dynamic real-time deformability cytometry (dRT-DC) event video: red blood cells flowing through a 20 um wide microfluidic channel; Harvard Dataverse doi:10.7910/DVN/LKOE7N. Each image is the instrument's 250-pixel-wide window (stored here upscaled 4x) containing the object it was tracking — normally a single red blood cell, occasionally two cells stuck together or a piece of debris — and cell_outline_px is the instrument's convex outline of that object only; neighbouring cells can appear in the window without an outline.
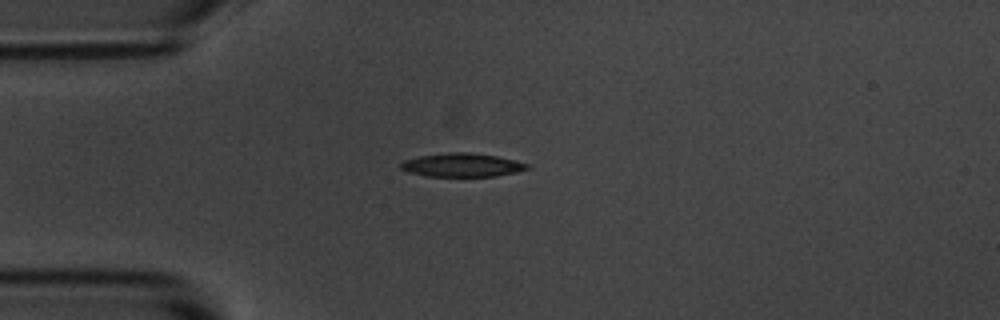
{"species": "common noctule bat (a hibernating species)", "species_latin": "Nyctalus noctula", "temperature_condition": "room temperature", "stored_images_in_passage": 6, "camera_frame_rate_fps": 3000, "um_per_image_px": 0.085, "animal": {"sex": "male", "body_mass_g": 20.1, "forearm_length_mm": 53.5}, "frame": {"image": 1, "passage_image": 3, "time_ms": 2.333, "image_size_px": [1000, 320], "cell_outline_px": [[528, 168], [516, 172], [496, 176], [424, 176], [408, 172], [400, 168], [400, 164], [404, 160], [420, 156], [448, 152], [468, 152], [496, 156], [516, 160], [528, 164]], "centroid_in_image_um": [39.25, 14.02], "position_along_channel_um": 45.8, "area_um2": 17.28}}
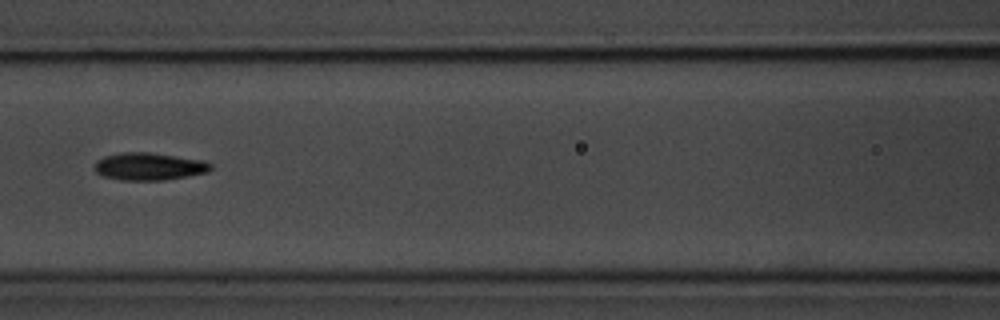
{"frame": {"image": 2, "passage_image": 6, "time_ms": 5.667, "image_size_px": [1000, 320], "cell_outline_px": [[212, 168], [208, 172], [188, 176], [164, 180], [120, 180], [104, 176], [96, 172], [92, 168], [92, 164], [96, 160], [104, 156], [120, 152], [148, 152], [204, 160], [212, 164]], "centroid_in_image_um": [12.63, 14.14], "position_along_channel_um": 154.0, "area_um2": 18.84}}